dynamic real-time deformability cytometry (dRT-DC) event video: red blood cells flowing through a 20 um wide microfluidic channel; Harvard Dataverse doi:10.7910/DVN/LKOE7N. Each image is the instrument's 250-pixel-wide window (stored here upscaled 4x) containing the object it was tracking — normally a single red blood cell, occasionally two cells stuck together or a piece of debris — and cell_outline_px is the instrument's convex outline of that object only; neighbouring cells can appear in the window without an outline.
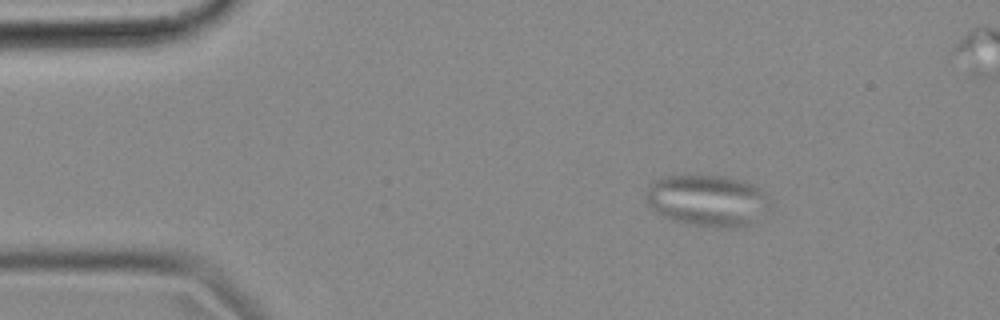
{"species": "common noctule bat (a hibernating species)", "species_latin": "Nyctalus noctula", "temperature_condition": "cold", "stored_images_in_passage": 57, "camera_frame_rate_fps": 3000, "um_per_image_px": 0.085, "animal": {"sex": "female", "body_mass_g": 18.4}, "frame": {"image": 1, "passage_image": 8, "time_ms": 2.333, "image_size_px": [1000, 320], "cell_outline_px": [[764, 196], [752, 224], [692, 224], [676, 220], [664, 216], [648, 200], [648, 184], [656, 180], [668, 176], [720, 176], [736, 180], [748, 184], [756, 188]], "centroid_in_image_um": [59.96, 16.98], "position_along_channel_um": 25.0, "area_um2": 33.64}}
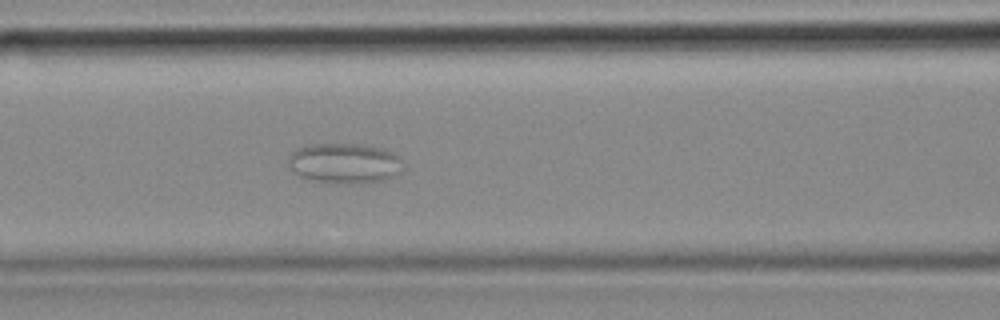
{"frame": {"image": 2, "passage_image": 23, "time_ms": 7.333, "image_size_px": [1000, 320], "cell_outline_px": [[400, 160], [396, 172], [392, 176], [384, 180], [352, 184], [336, 184], [316, 180], [304, 176], [296, 172], [288, 164], [288, 156], [296, 148], [308, 144], [360, 144], [380, 148], [392, 152]], "centroid_in_image_um": [29.21, 13.86], "position_along_channel_um": 137.4, "area_um2": 26.3}}
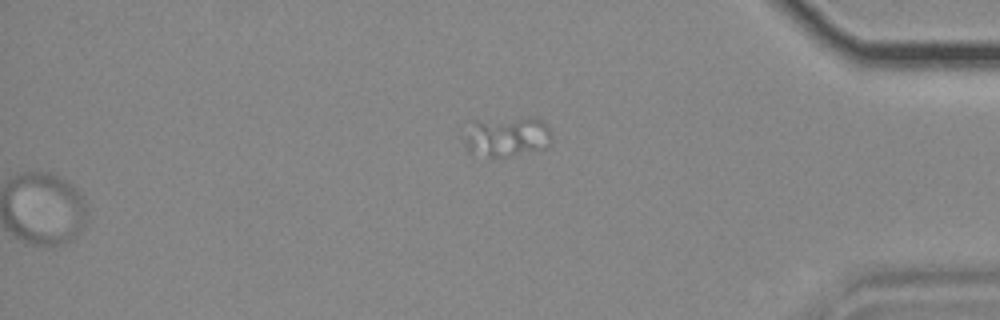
{"frame": {"image": 3, "passage_image": 57, "time_ms": 18.667, "image_size_px": [1000, 320], "cell_outline_px": [[552, 140], [544, 148], [508, 156], [488, 156], [468, 152], [460, 136], [472, 120], [528, 116], [532, 116], [544, 120], [548, 124], [552, 132]], "centroid_in_image_um": [43.05, 11.55], "position_along_channel_um": 392.2, "area_um2": 21.33}}